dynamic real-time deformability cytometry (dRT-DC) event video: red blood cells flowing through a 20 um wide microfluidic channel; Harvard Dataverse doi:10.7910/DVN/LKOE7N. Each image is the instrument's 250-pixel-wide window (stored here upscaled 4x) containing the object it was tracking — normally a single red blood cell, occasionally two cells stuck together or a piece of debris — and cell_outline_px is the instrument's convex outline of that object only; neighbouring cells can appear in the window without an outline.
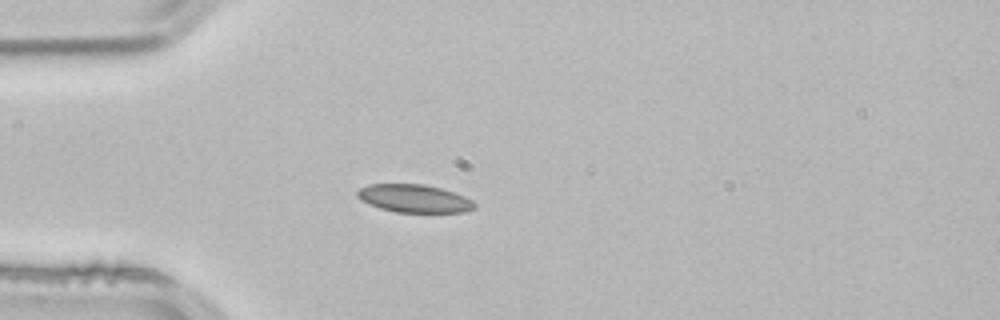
{"species": "common noctule bat (a hibernating species)", "species_latin": "Nyctalus noctula", "temperature_condition": "room temperature", "stored_images_in_passage": 3, "camera_frame_rate_fps": 3000, "um_per_image_px": 0.085, "animal": {"sex": "male", "body_mass_g": 21.5, "forearm_length_mm": 52.0}, "frame": {"image": 1, "passage_image": 3, "time_ms": 0.667, "image_size_px": [1000, 320], "cell_outline_px": [[476, 208], [464, 212], [396, 212], [380, 208], [356, 196], [356, 192], [360, 188], [368, 184], [424, 184], [440, 188], [464, 196], [472, 200], [476, 204]], "centroid_in_image_um": [35.23, 16.87], "position_along_channel_um": 49.8, "area_um2": 18.9}}